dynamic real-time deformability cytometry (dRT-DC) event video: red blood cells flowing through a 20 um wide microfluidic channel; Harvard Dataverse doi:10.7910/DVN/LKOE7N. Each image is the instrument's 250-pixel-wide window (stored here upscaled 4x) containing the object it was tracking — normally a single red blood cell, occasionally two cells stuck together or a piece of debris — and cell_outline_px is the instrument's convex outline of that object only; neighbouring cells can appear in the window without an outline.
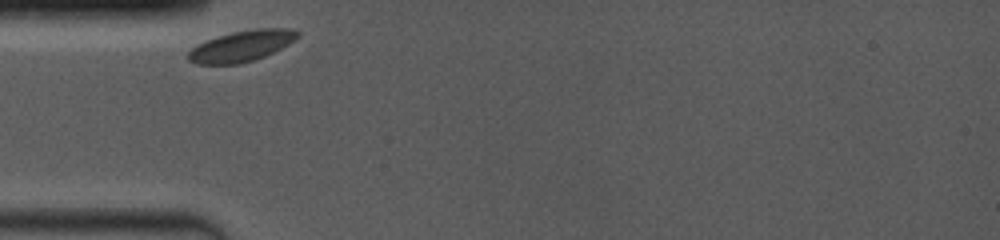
{"species": "common noctule bat (a hibernating species)", "species_latin": "Nyctalus noctula", "temperature_condition": "room temperature", "stored_images_in_passage": 28, "camera_frame_rate_fps": 4000, "um_per_image_px": 0.085, "animal": {"sex": "female", "body_mass_g": 19.0, "forearm_length_mm": 53.3}, "frame": {"image": 1, "passage_image": 1, "time_ms": 0.0, "image_size_px": [1000, 240], "cell_outline_px": [[300, 36], [288, 44], [264, 56], [240, 64], [196, 64], [188, 60], [184, 56], [196, 44], [232, 32], [256, 28], [292, 28], [300, 32]], "centroid_in_image_um": [20.51, 3.91], "position_along_channel_um": 64.5, "area_um2": 19.71}}
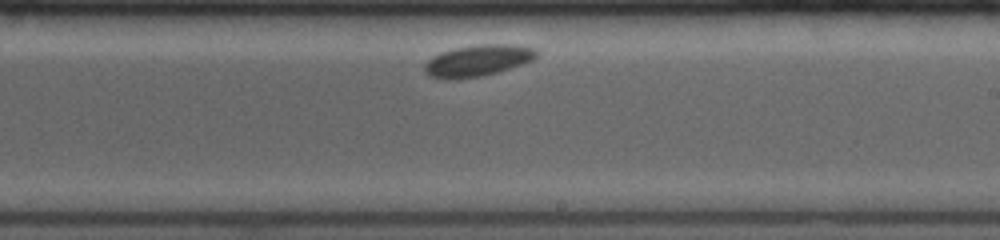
{"frame": {"image": 2, "passage_image": 16, "time_ms": 5.25, "image_size_px": [1000, 240], "cell_outline_px": [[536, 56], [532, 60], [484, 76], [456, 80], [448, 80], [432, 76], [424, 72], [424, 64], [432, 56], [440, 52], [456, 48], [480, 44], [516, 44], [536, 48]], "centroid_in_image_um": [40.57, 5.15], "position_along_channel_um": 248.4, "area_um2": 20.52}}
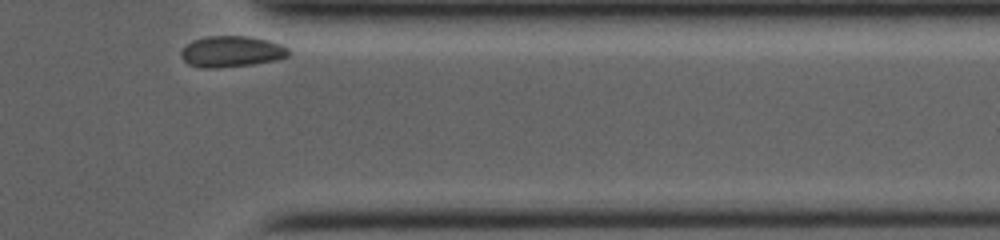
{"frame": {"image": 3, "passage_image": 28, "time_ms": 9.25, "image_size_px": [1000, 240], "cell_outline_px": [[288, 56], [276, 60], [252, 64], [216, 68], [204, 68], [188, 64], [180, 56], [180, 52], [192, 40], [208, 36], [248, 36], [268, 40], [280, 44], [288, 48]], "centroid_in_image_um": [19.66, 4.38], "position_along_channel_um": 391.7, "area_um2": 19.36}, "authors_computed_cell_mechanics": {"area_um2": 19.7098, "velocity_mm_per_s": 3.5378, "shape_relaxation_time_tau1_ms": 0.4584, "shape_relaxation_time_tau2_ms": null, "deformation_change_tau1": 0.0319, "deformation_change_tau2": null}}